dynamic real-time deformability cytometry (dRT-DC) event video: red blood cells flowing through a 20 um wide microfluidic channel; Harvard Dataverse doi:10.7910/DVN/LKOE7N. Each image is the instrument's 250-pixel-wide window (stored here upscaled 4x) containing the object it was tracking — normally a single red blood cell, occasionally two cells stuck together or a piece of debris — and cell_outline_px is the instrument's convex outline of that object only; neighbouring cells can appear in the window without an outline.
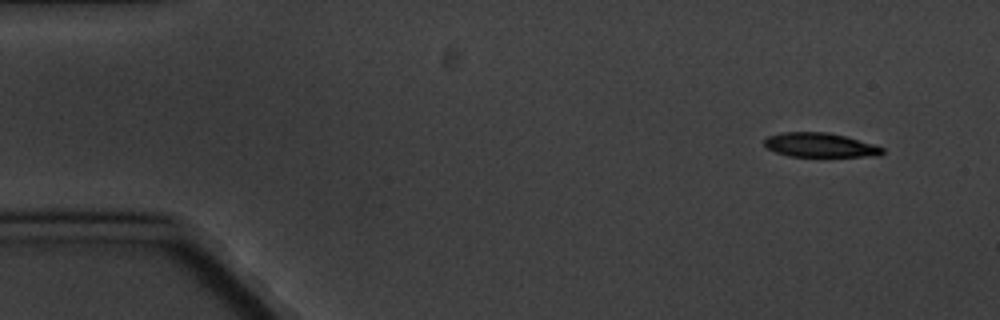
{"species": "common noctule bat (a hibernating species)", "species_latin": "Nyctalus noctula", "temperature_condition": "cold", "stored_images_in_passage": 6, "camera_frame_rate_fps": 3000, "um_per_image_px": 0.085, "animal": {"sex": "male", "body_mass_g": 20.1, "forearm_length_mm": 53.5}, "frame": {"image": 1, "passage_image": 1, "time_ms": 0.0, "image_size_px": [1000, 320], "cell_outline_px": [[884, 152], [880, 156], [788, 156], [776, 152], [768, 148], [764, 144], [764, 140], [768, 136], [780, 132], [828, 132], [844, 136], [872, 144], [884, 148]], "centroid_in_image_um": [69.68, 12.33], "position_along_channel_um": 15.3, "area_um2": 16.53}}
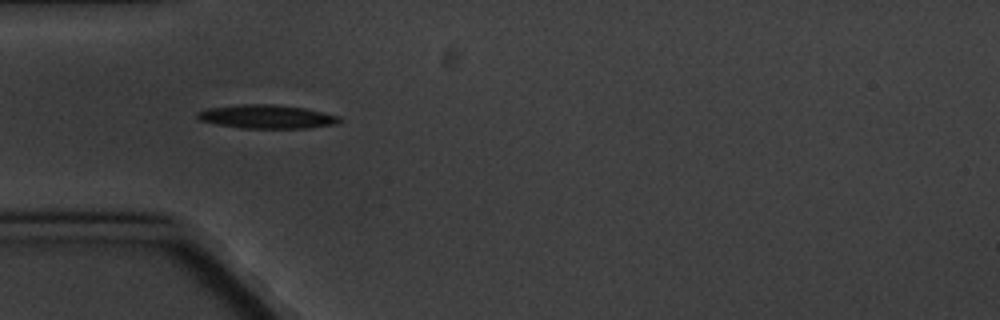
{"frame": {"image": 2, "passage_image": 4, "time_ms": 4.333, "image_size_px": [1000, 320], "cell_outline_px": [[340, 120], [336, 124], [308, 128], [240, 128], [216, 124], [200, 120], [196, 116], [196, 112], [208, 108], [240, 104], [276, 104], [304, 108], [340, 116]], "centroid_in_image_um": [22.65, 9.91], "position_along_channel_um": 62.4, "area_um2": 19.59}}